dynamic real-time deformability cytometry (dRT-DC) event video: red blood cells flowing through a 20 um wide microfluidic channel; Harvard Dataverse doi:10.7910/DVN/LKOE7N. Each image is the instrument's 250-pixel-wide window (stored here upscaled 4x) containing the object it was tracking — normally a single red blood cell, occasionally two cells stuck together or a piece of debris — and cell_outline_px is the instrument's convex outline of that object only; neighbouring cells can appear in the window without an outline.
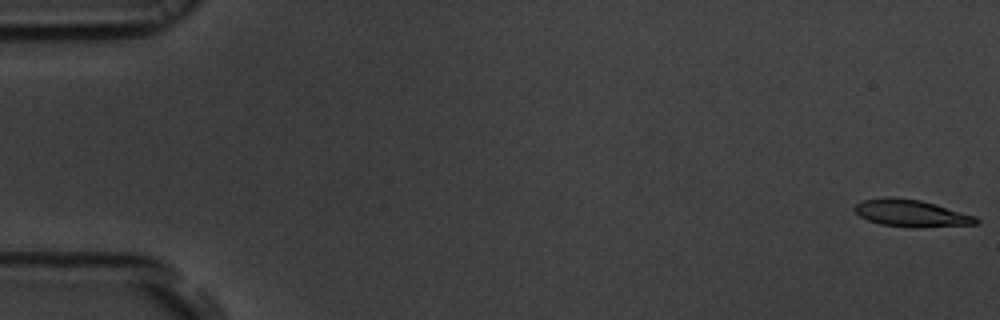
{"species": "common noctule bat (a hibernating species)", "species_latin": "Nyctalus noctula", "temperature_condition": "room temperature", "stored_images_in_passage": 53, "camera_frame_rate_fps": 3000, "um_per_image_px": 0.085, "animal": {"sex": "male", "body_mass_g": 19.5, "forearm_length_mm": 54.6}, "frame": {"image": 1, "passage_image": 1, "time_ms": 0.0, "image_size_px": [1000, 320], "cell_outline_px": [[980, 224], [920, 228], [912, 228], [880, 224], [868, 220], [860, 216], [852, 208], [856, 204], [864, 200], [888, 196], [920, 200], [936, 204], [976, 216], [980, 220]], "centroid_in_image_um": [77.49, 18.14], "position_along_channel_um": 7.5, "area_um2": 19.42}}
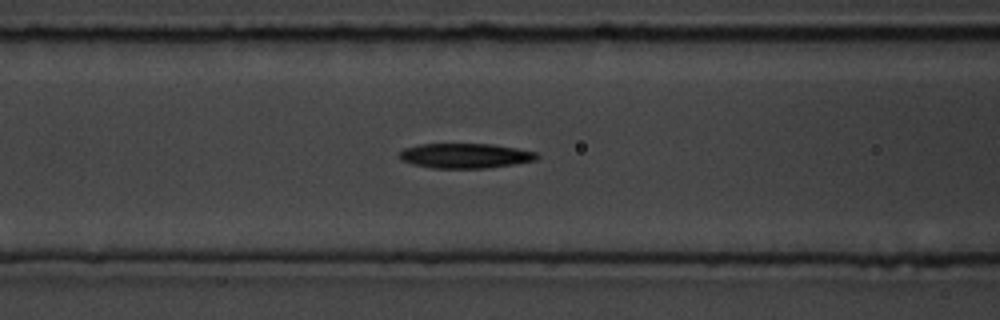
{"frame": {"image": 2, "passage_image": 22, "time_ms": 7.0, "image_size_px": [1000, 320], "cell_outline_px": [[540, 156], [536, 160], [512, 164], [484, 168], [432, 168], [412, 164], [400, 160], [400, 152], [404, 148], [420, 144], [492, 144], [516, 148], [536, 152]], "centroid_in_image_um": [39.53, 13.23], "position_along_channel_um": 127.1, "area_um2": 19.83}}
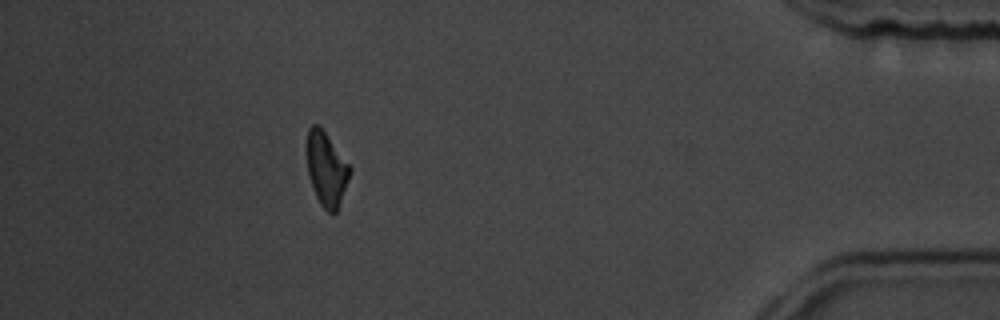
{"frame": {"image": 3, "passage_image": 48, "time_ms": 15.667, "image_size_px": [1000, 320], "cell_outline_px": [[352, 172], [336, 212], [328, 212], [320, 204], [316, 196], [308, 176], [308, 128], [312, 124], [316, 124], [324, 132], [352, 168]], "centroid_in_image_um": [27.76, 14.4], "position_along_channel_um": 407.4, "area_um2": 18.03}, "authors_computed_cell_mechanics": {"area_um2": 19.5942, "velocity_mm_per_s": 3.8402, "shape_relaxation_time_tau1_ms": 4.8722, "shape_relaxation_time_tau2_ms": null, "deformation_change_tau1": 0.1431, "deformation_change_tau2": null}}